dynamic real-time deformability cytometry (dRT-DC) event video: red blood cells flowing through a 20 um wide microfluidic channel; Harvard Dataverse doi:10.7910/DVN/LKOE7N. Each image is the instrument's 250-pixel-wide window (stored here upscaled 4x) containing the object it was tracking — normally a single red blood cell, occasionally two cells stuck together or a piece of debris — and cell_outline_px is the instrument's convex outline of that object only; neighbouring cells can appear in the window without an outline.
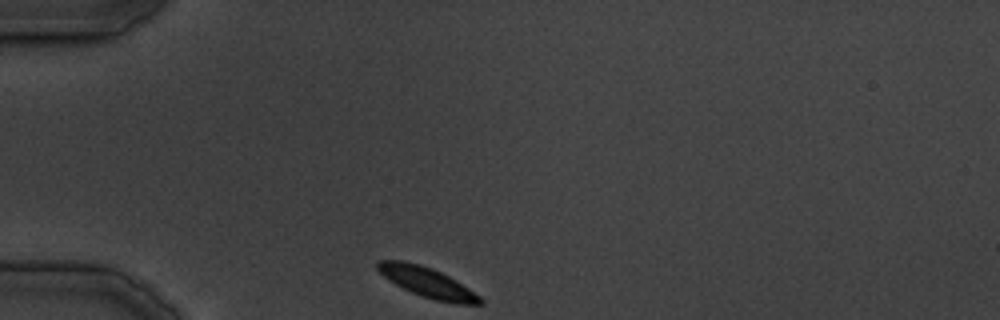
{"species": "common noctule bat (a hibernating species)", "species_latin": "Nyctalus noctula", "temperature_condition": "cold", "stored_images_in_passage": 32, "camera_frame_rate_fps": 3000, "um_per_image_px": 0.085, "animal": {"sex": "male", "body_mass_g": 19.5, "forearm_length_mm": 54.6}, "frame": {"image": 1, "passage_image": 1, "time_ms": 0.0, "image_size_px": [1000, 320], "cell_outline_px": [[484, 304], [456, 304], [436, 300], [412, 292], [388, 280], [376, 268], [376, 260], [404, 260], [420, 264], [432, 268], [456, 280], [480, 296], [484, 300]], "centroid_in_image_um": [36.32, 23.98], "position_along_channel_um": 48.7, "area_um2": 17.8}}
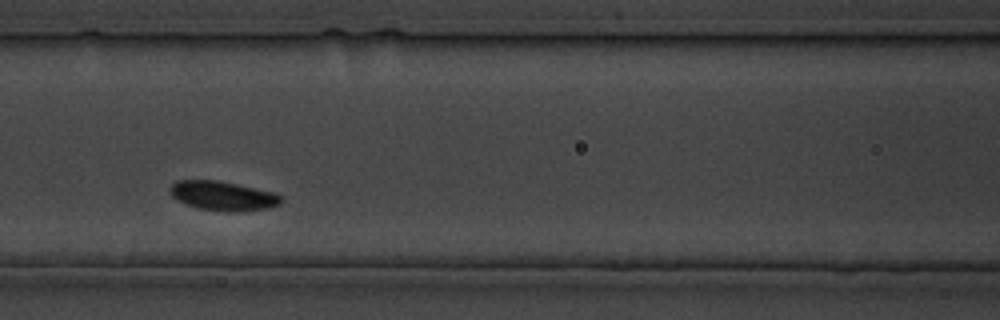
{"frame": {"image": 2, "passage_image": 9, "time_ms": 9.0, "image_size_px": [1000, 320], "cell_outline_px": [[280, 204], [268, 208], [236, 212], [228, 212], [196, 208], [184, 204], [176, 200], [168, 192], [168, 188], [176, 180], [220, 180], [276, 192], [280, 196]], "centroid_in_image_um": [18.9, 16.64], "position_along_channel_um": 147.7, "area_um2": 19.36}}
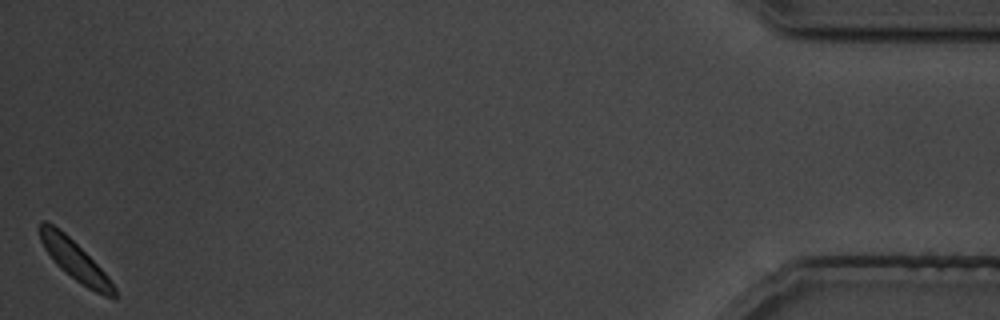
{"frame": {"image": 3, "passage_image": 32, "time_ms": 35.333, "image_size_px": [1000, 320], "cell_outline_px": [[116, 300], [104, 296], [88, 288], [76, 280], [60, 268], [56, 264], [44, 248], [40, 240], [40, 220], [44, 220], [52, 224], [64, 232], [108, 276], [116, 288]], "centroid_in_image_um": [6.37, 22.15], "position_along_channel_um": 428.8, "area_um2": 16.82}}